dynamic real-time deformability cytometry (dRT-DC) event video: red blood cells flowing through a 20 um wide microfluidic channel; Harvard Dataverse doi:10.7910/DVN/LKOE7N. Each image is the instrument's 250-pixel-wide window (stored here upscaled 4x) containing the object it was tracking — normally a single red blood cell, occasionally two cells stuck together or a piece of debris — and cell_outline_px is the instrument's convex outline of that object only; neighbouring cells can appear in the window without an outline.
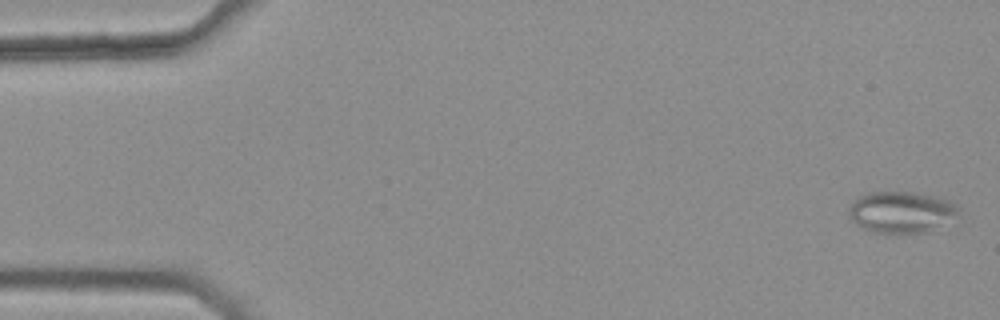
{"species": "common noctule bat (a hibernating species)", "species_latin": "Nyctalus noctula", "temperature_condition": "warm", "stored_images_in_passage": 5, "camera_frame_rate_fps": 3000, "um_per_image_px": 0.085, "animal": {"sex": "female", "body_mass_g": 25.1}, "frame": {"image": 1, "passage_image": 1, "time_ms": 0.0, "image_size_px": [1000, 320], "cell_outline_px": [[960, 208], [956, 212], [928, 232], [876, 232], [864, 228], [852, 220], [848, 216], [848, 208], [860, 196], [868, 192], [912, 192], [936, 196], [948, 200], [956, 204]], "centroid_in_image_um": [76.54, 17.99], "position_along_channel_um": 8.5, "area_um2": 25.61}}